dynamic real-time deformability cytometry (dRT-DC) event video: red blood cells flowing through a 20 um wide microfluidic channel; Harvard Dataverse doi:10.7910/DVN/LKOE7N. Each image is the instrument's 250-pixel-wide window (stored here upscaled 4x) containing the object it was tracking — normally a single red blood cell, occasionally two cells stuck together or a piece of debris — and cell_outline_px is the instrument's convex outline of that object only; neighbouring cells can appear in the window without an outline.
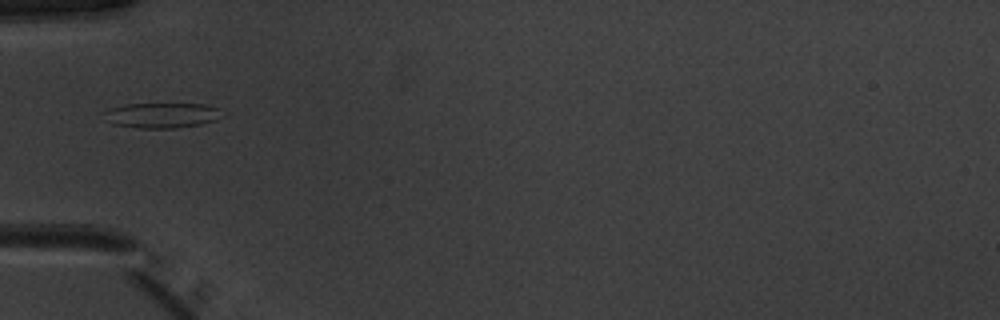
{"species": "common noctule bat (a hibernating species)", "species_latin": "Nyctalus noctula", "temperature_condition": "warm", "stored_images_in_passage": 31, "camera_frame_rate_fps": 3000, "um_per_image_px": 0.085, "animal": {"sex": "male", "body_mass_g": 20.1, "forearm_length_mm": 53.5}, "frame": {"image": 1, "passage_image": 1, "time_ms": 0.0, "image_size_px": [1000, 320], "cell_outline_px": [[220, 108], [216, 120], [200, 124], [176, 128], [140, 128], [112, 124], [100, 112], [108, 108], [124, 104], [204, 104]], "centroid_in_image_um": [13.66, 9.79], "position_along_channel_um": 71.3, "area_um2": 17.28}}
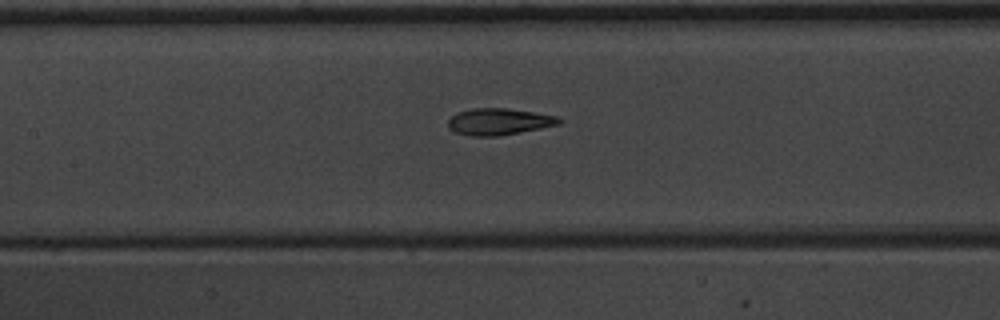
{"frame": {"image": 2, "passage_image": 8, "time_ms": 2.333, "image_size_px": [1000, 320], "cell_outline_px": [[564, 120], [560, 124], [520, 132], [496, 136], [472, 136], [456, 132], [448, 128], [448, 120], [456, 112], [472, 108], [508, 108], [556, 116]], "centroid_in_image_um": [42.39, 10.33], "position_along_channel_um": 165.0, "area_um2": 17.17}}
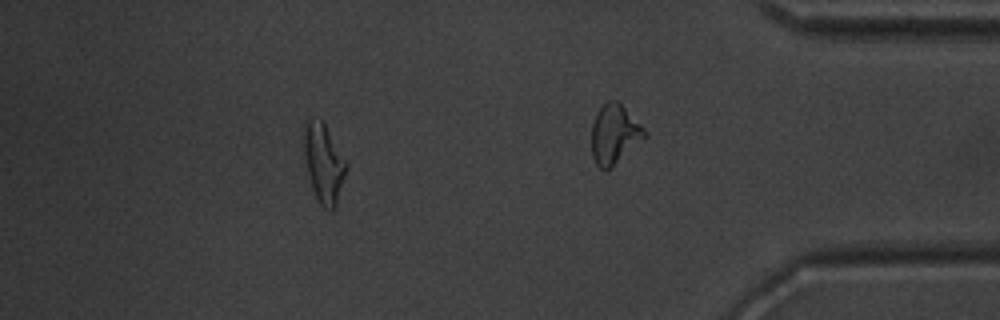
{"frame": {"image": 3, "passage_image": 25, "time_ms": 8.0, "image_size_px": [1000, 320], "cell_outline_px": [[348, 168], [336, 208], [332, 212], [324, 208], [320, 204], [312, 188], [308, 172], [304, 152], [304, 132], [308, 120], [312, 116], [320, 120], [324, 124], [348, 164]], "centroid_in_image_um": [27.55, 13.93], "position_along_channel_um": 407.7, "area_um2": 19.31}, "authors_computed_cell_mechanics": {"area_um2": 17.1666, "velocity_mm_per_s": 3.9932, "shape_relaxation_time_tau1_ms": 9.3437, "shape_relaxation_time_tau2_ms": 1.8355, "deformation_change_tau1": 0.2474, "deformation_change_tau2": 0.091}}